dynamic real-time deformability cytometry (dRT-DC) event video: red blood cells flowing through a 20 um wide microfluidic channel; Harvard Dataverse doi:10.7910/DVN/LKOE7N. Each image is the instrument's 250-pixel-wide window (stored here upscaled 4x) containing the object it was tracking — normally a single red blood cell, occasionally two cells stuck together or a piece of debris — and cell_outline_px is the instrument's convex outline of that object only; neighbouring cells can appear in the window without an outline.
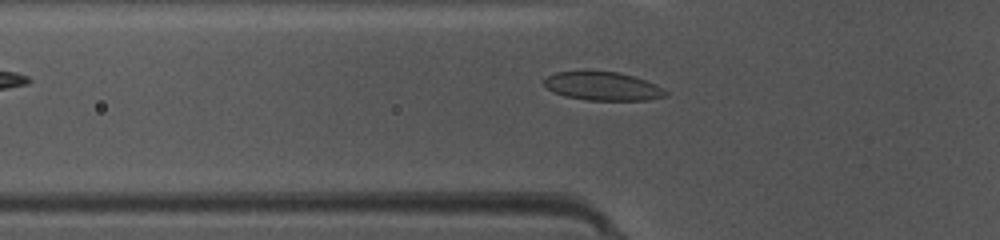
{"species": "common noctule bat (a hibernating species)", "species_latin": "Nyctalus noctula", "temperature_condition": "warm", "stored_images_in_passage": 5, "camera_frame_rate_fps": 3000, "um_per_image_px": 0.085, "animal": {"sex": "female", "body_mass_g": 10.0, "forearm_length_mm": 53.1}, "frame": {"image": 1, "passage_image": 5, "time_ms": 1.333, "image_size_px": [1000, 240], "cell_outline_px": [[668, 96], [648, 100], [588, 100], [564, 96], [552, 92], [544, 84], [544, 80], [548, 76], [556, 72], [620, 72], [656, 84], [664, 88], [668, 92]], "centroid_in_image_um": [51.27, 7.34], "position_along_channel_um": 74.5, "area_um2": 20.06}}